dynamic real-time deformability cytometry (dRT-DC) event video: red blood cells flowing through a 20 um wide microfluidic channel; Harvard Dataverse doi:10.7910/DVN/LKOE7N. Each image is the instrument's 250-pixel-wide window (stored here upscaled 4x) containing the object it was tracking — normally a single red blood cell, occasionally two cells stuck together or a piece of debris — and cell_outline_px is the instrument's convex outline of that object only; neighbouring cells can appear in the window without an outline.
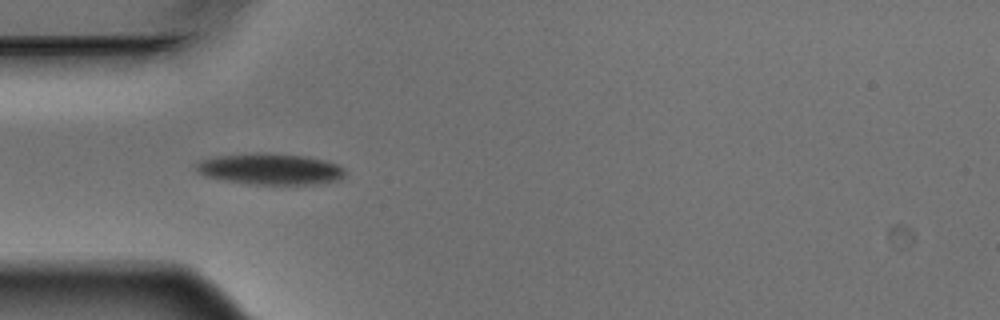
{"species": "Egyptian fruit bat (a non-hibernating species)", "species_latin": "Rousettus aegyptiacus", "temperature_condition": "warm", "stored_images_in_passage": 13, "camera_frame_rate_fps": 3000, "um_per_image_px": 0.085, "animal": {"sex": "male"}, "frame": {"image": 1, "passage_image": 4, "time_ms": 1.0, "image_size_px": [1000, 320], "cell_outline_px": [[344, 176], [340, 180], [312, 184], [248, 184], [204, 176], [196, 172], [196, 164], [200, 160], [216, 156], [256, 152], [264, 152], [308, 156], [328, 160], [344, 168]], "centroid_in_image_um": [22.97, 14.35], "position_along_channel_um": 62.0, "area_um2": 27.34}}
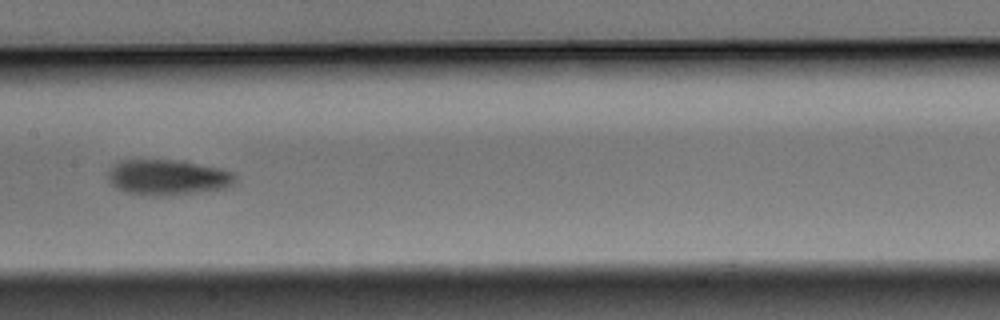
{"frame": {"image": 2, "passage_image": 7, "time_ms": 2.0, "image_size_px": [1000, 320], "cell_outline_px": [[236, 184], [224, 188], [168, 196], [152, 196], [124, 192], [116, 188], [108, 180], [108, 172], [120, 160], [176, 160], [220, 168], [232, 172], [236, 176]], "centroid_in_image_um": [14.26, 15.09], "position_along_channel_um": 193.1, "area_um2": 26.3}}
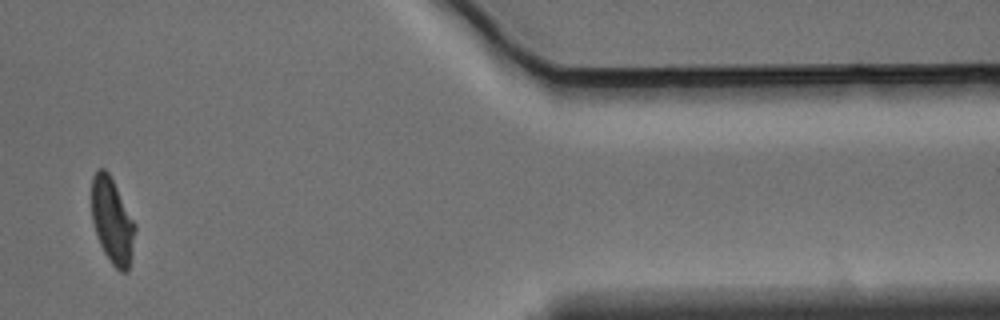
{"frame": {"image": 3, "passage_image": 12, "time_ms": 3.667, "image_size_px": [1000, 320], "cell_outline_px": [[136, 228], [132, 256], [128, 272], [120, 272], [112, 264], [104, 252], [100, 244], [92, 220], [92, 176], [96, 168], [104, 168], [108, 172], [136, 224]], "centroid_in_image_um": [9.55, 18.78], "position_along_channel_um": 401.8, "area_um2": 21.68}}